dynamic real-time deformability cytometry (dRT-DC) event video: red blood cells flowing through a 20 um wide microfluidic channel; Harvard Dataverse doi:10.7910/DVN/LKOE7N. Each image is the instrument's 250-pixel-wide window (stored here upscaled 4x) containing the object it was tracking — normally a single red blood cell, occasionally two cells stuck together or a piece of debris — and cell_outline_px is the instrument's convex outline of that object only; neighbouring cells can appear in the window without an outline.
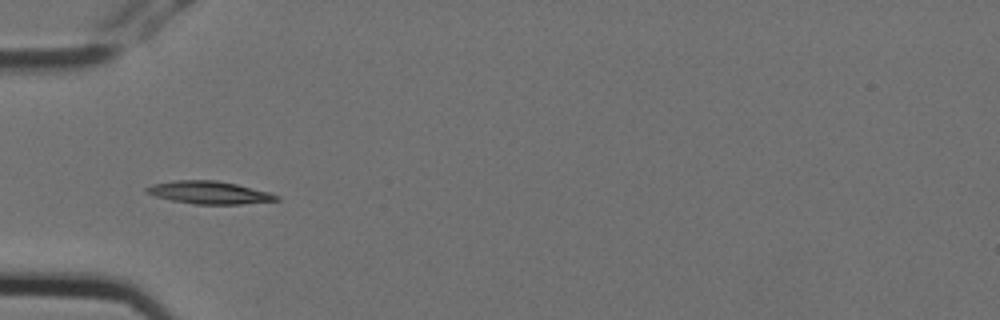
{"species": "Egyptian fruit bat (a non-hibernating species)", "species_latin": "Rousettus aegyptiacus", "temperature_condition": "cold", "stored_images_in_passage": 2, "camera_frame_rate_fps": 3000, "um_per_image_px": 0.085, "animal": {"sex": "female"}, "frame": {"image": 1, "passage_image": 2, "time_ms": 0.333, "image_size_px": [1000, 320], "cell_outline_px": [[280, 200], [240, 204], [196, 204], [172, 200], [156, 196], [144, 192], [144, 188], [152, 184], [176, 180], [216, 180], [236, 184], [268, 192], [280, 196]], "centroid_in_image_um": [17.76, 16.36], "position_along_channel_um": 67.2, "area_um2": 17.05}}